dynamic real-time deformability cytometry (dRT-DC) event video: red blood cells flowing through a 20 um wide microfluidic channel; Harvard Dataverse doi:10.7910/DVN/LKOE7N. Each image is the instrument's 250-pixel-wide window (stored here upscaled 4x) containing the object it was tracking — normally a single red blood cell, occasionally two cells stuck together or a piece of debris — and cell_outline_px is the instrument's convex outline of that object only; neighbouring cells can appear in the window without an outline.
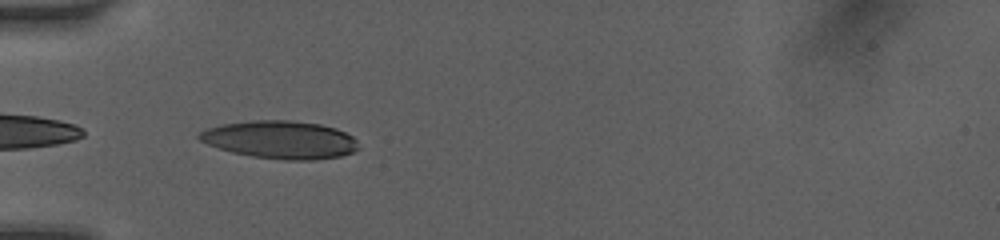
{"species": "human", "species_latin": "Homo sapiens", "temperature_condition": "room temperature", "stored_images_in_passage": 3, "camera_frame_rate_fps": 3000, "um_per_image_px": 0.085, "donor": {"sex": "female"}, "frame": {"image": 1, "passage_image": 2, "time_ms": 0.333, "image_size_px": [1000, 240], "cell_outline_px": [[360, 148], [352, 152], [340, 156], [316, 160], [284, 160], [252, 156], [232, 152], [208, 144], [200, 140], [196, 136], [200, 132], [208, 128], [220, 124], [252, 120], [288, 120], [320, 124], [336, 128], [352, 136], [356, 140]], "centroid_in_image_um": [23.83, 11.87], "position_along_channel_um": 61.2, "area_um2": 35.14}}